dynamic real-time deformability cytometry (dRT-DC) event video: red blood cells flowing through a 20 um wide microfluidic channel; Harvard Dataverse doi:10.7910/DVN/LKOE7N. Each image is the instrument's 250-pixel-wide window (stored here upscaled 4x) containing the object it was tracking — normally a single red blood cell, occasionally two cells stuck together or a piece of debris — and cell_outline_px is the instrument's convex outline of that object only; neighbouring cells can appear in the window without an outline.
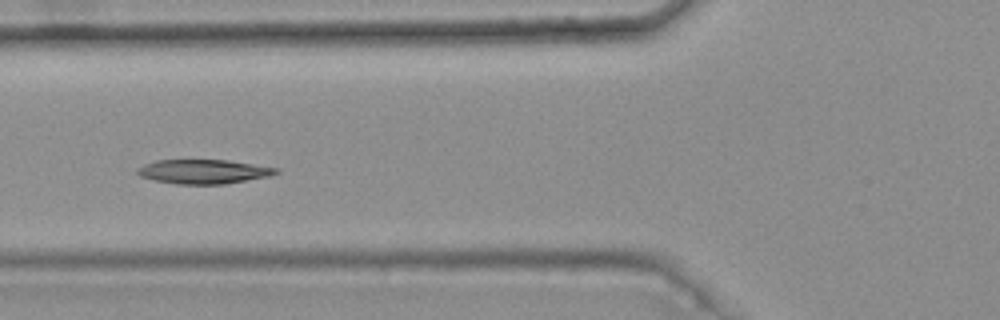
{"species": "common noctule bat (a hibernating species)", "species_latin": "Nyctalus noctula", "temperature_condition": "warm", "stored_images_in_passage": 4, "camera_frame_rate_fps": 3000, "um_per_image_px": 0.085, "animal": {"sex": "female", "body_mass_g": 25.1}, "frame": {"image": 1, "passage_image": 3, "time_ms": 0.667, "image_size_px": [1000, 320], "cell_outline_px": [[280, 172], [272, 176], [224, 184], [176, 184], [156, 180], [140, 176], [136, 172], [144, 164], [156, 160], [228, 160], [280, 168]], "centroid_in_image_um": [17.37, 14.58], "position_along_channel_um": 108.4, "area_um2": 19.59}}
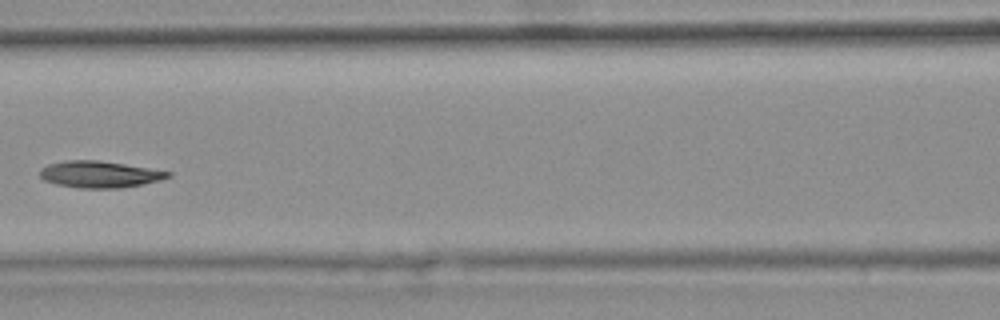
{"frame": {"image": 2, "passage_image": 4, "time_ms": 1.0, "image_size_px": [1000, 320], "cell_outline_px": [[172, 176], [160, 180], [120, 188], [80, 188], [56, 184], [44, 180], [40, 176], [40, 168], [48, 164], [64, 160], [100, 160], [172, 172]], "centroid_in_image_um": [8.44, 14.81], "position_along_channel_um": 158.2, "area_um2": 19.83}}